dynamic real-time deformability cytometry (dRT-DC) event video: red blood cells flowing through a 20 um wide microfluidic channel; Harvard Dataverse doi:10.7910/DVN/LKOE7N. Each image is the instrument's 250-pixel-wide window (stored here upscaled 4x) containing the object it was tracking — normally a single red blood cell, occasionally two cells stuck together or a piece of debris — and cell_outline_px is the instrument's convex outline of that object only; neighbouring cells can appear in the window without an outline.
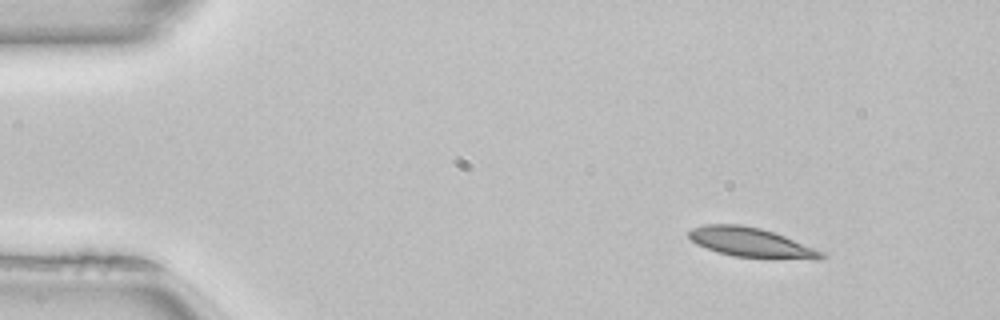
{"species": "common noctule bat (a hibernating species)", "species_latin": "Nyctalus noctula", "temperature_condition": "room temperature", "stored_images_in_passage": 45, "camera_frame_rate_fps": 3000, "um_per_image_px": 0.085, "animal": {"sex": "female", "body_mass_g": 22.7, "forearm_length_mm": 54.2}, "frame": {"image": 1, "passage_image": 1, "time_ms": 0.0, "image_size_px": [1000, 320], "cell_outline_px": [[828, 256], [820, 260], [764, 260], [732, 256], [716, 252], [696, 244], [688, 236], [688, 232], [692, 228], [704, 224], [740, 224], [760, 228], [784, 236], [824, 252]], "centroid_in_image_um": [63.9, 20.66], "position_along_channel_um": 21.1, "area_um2": 23.58}}
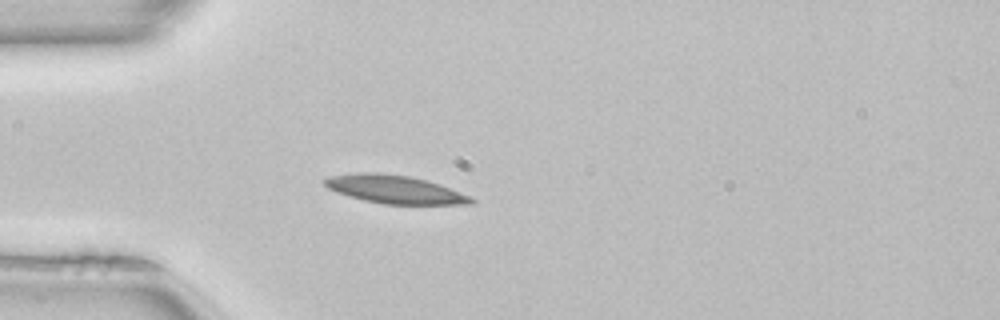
{"frame": {"image": 2, "passage_image": 9, "time_ms": 2.667, "image_size_px": [1000, 320], "cell_outline_px": [[476, 204], [384, 204], [364, 200], [348, 196], [336, 192], [328, 188], [320, 180], [328, 176], [356, 172], [376, 172], [412, 176], [440, 184], [472, 196], [476, 200]], "centroid_in_image_um": [33.55, 16.09], "position_along_channel_um": 51.4, "area_um2": 24.45}}
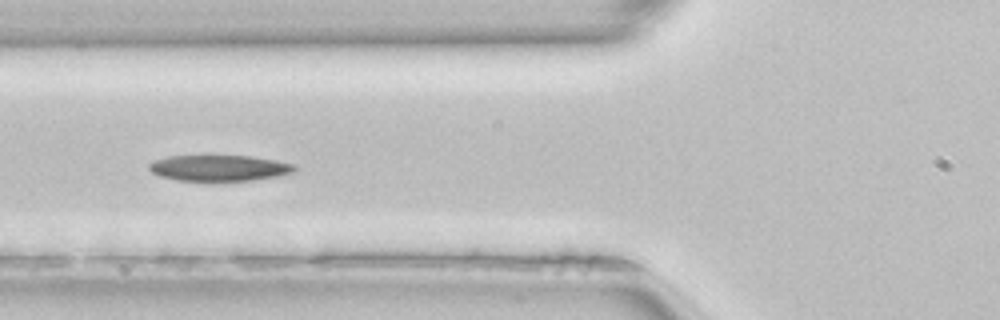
{"frame": {"image": 3, "passage_image": 14, "time_ms": 4.333, "image_size_px": [1000, 320], "cell_outline_px": [[296, 168], [292, 172], [280, 176], [252, 180], [180, 180], [160, 176], [152, 172], [148, 168], [148, 164], [152, 160], [168, 156], [248, 156], [276, 160], [292, 164]], "centroid_in_image_um": [18.6, 14.27], "position_along_channel_um": 107.2, "area_um2": 21.73}, "authors_computed_cell_mechanics": {"area_um2": 22.4842, "velocity_mm_per_s": 4.0292, "shape_relaxation_time_tau1_ms": 5.0019, "shape_relaxation_time_tau2_ms": 4.0462, "deformation_change_tau1": 0.1583, "deformation_change_tau2": 0.1045}}